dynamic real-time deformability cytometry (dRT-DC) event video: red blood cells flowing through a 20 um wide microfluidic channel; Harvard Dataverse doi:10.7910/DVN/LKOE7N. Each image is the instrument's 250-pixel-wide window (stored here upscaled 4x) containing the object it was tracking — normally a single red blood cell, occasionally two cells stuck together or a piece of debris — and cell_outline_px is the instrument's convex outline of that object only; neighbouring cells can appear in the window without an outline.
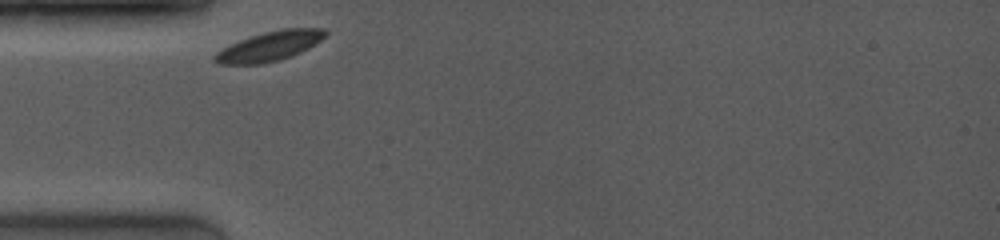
{"species": "common noctule bat (a hibernating species)", "species_latin": "Nyctalus noctula", "temperature_condition": "room temperature", "stored_images_in_passage": 11, "camera_frame_rate_fps": 4000, "um_per_image_px": 0.085, "animal": {"sex": "female", "body_mass_g": 19.0, "forearm_length_mm": 53.3}, "frame": {"image": 1, "passage_image": 1, "time_ms": 0.0, "image_size_px": [1000, 240], "cell_outline_px": [[328, 32], [320, 40], [308, 48], [300, 52], [280, 60], [260, 64], [220, 64], [212, 60], [212, 56], [216, 52], [248, 36], [264, 32], [284, 28], [324, 28]], "centroid_in_image_um": [22.89, 3.92], "position_along_channel_um": 62.1, "area_um2": 18.96}}
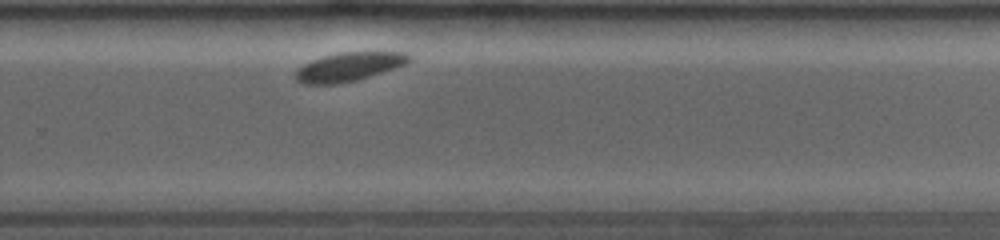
{"frame": {"image": 2, "passage_image": 11, "time_ms": 6.5, "image_size_px": [1000, 240], "cell_outline_px": [[412, 60], [404, 64], [356, 80], [336, 84], [300, 84], [296, 80], [296, 68], [312, 60], [324, 56], [340, 52], [404, 52], [412, 56]], "centroid_in_image_um": [29.61, 5.67], "position_along_channel_um": 300.2, "area_um2": 18.79}}